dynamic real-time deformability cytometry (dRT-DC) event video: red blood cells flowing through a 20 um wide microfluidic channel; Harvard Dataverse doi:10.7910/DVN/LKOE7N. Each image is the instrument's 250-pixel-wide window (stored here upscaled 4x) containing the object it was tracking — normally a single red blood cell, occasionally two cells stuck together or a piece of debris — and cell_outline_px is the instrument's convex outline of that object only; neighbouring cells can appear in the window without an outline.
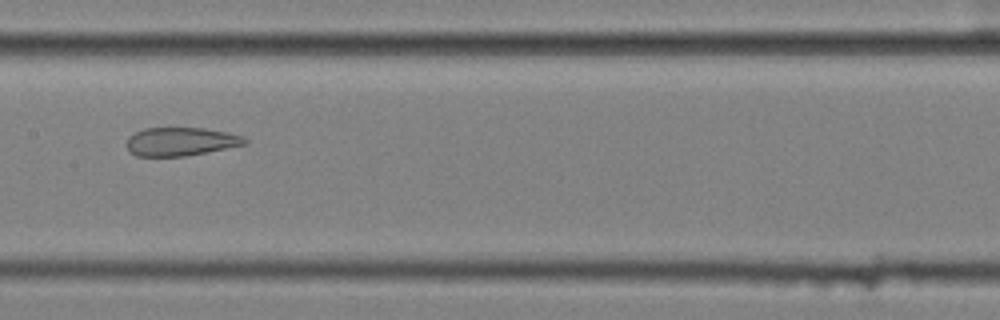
{"species": "common noctule bat (a hibernating species)", "species_latin": "Nyctalus noctula", "temperature_condition": "cold", "stored_images_in_passage": 11, "camera_frame_rate_fps": 3000, "um_per_image_px": 0.085, "animal": {"sex": "female", "body_mass_g": 25.1}, "frame": {"image": 1, "passage_image": 8, "time_ms": 2.333, "image_size_px": [1000, 320], "cell_outline_px": [[248, 144], [184, 156], [136, 156], [128, 148], [128, 136], [144, 128], [204, 128], [228, 132], [244, 136], [248, 140]], "centroid_in_image_um": [15.41, 12.02], "position_along_channel_um": 192.0, "area_um2": 19.48}}
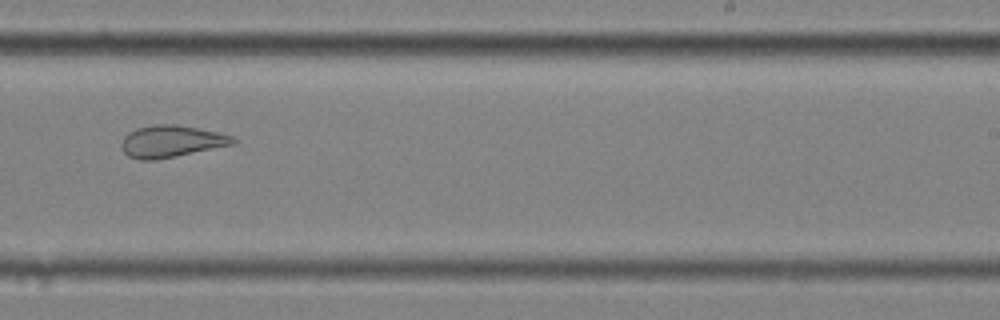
{"frame": {"image": 2, "passage_image": 10, "time_ms": 3.0, "image_size_px": [1000, 320], "cell_outline_px": [[236, 144], [156, 160], [140, 160], [128, 156], [120, 148], [120, 144], [124, 136], [128, 132], [136, 128], [152, 124], [176, 124], [216, 132], [232, 136], [236, 140]], "centroid_in_image_um": [14.51, 12.02], "position_along_channel_um": 274.5, "area_um2": 20.87}}